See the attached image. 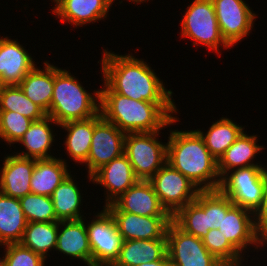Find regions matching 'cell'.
<instances>
[{
	"instance_id": "cell-1",
	"label": "cell",
	"mask_w": 267,
	"mask_h": 266,
	"mask_svg": "<svg viewBox=\"0 0 267 266\" xmlns=\"http://www.w3.org/2000/svg\"><path fill=\"white\" fill-rule=\"evenodd\" d=\"M100 70L102 80L116 93L137 100L153 103H175L171 89L159 78L149 62L133 53L117 54L103 49Z\"/></svg>"
},
{
	"instance_id": "cell-2",
	"label": "cell",
	"mask_w": 267,
	"mask_h": 266,
	"mask_svg": "<svg viewBox=\"0 0 267 266\" xmlns=\"http://www.w3.org/2000/svg\"><path fill=\"white\" fill-rule=\"evenodd\" d=\"M100 113L125 133L155 132L180 121L175 103L137 101L114 92L103 80ZM176 115V116H175Z\"/></svg>"
},
{
	"instance_id": "cell-3",
	"label": "cell",
	"mask_w": 267,
	"mask_h": 266,
	"mask_svg": "<svg viewBox=\"0 0 267 266\" xmlns=\"http://www.w3.org/2000/svg\"><path fill=\"white\" fill-rule=\"evenodd\" d=\"M167 163L181 172L201 191L217 190L221 183L218 160L207 149L196 130L169 131Z\"/></svg>"
},
{
	"instance_id": "cell-4",
	"label": "cell",
	"mask_w": 267,
	"mask_h": 266,
	"mask_svg": "<svg viewBox=\"0 0 267 266\" xmlns=\"http://www.w3.org/2000/svg\"><path fill=\"white\" fill-rule=\"evenodd\" d=\"M70 70L54 65V89L47 114L58 125L100 113V89L89 92Z\"/></svg>"
},
{
	"instance_id": "cell-5",
	"label": "cell",
	"mask_w": 267,
	"mask_h": 266,
	"mask_svg": "<svg viewBox=\"0 0 267 266\" xmlns=\"http://www.w3.org/2000/svg\"><path fill=\"white\" fill-rule=\"evenodd\" d=\"M180 37L192 40V46H205L220 56V49H232L222 37L212 0H193L182 15Z\"/></svg>"
},
{
	"instance_id": "cell-6",
	"label": "cell",
	"mask_w": 267,
	"mask_h": 266,
	"mask_svg": "<svg viewBox=\"0 0 267 266\" xmlns=\"http://www.w3.org/2000/svg\"><path fill=\"white\" fill-rule=\"evenodd\" d=\"M162 132L126 133L124 154L138 180L149 181L167 162V143L159 141Z\"/></svg>"
},
{
	"instance_id": "cell-7",
	"label": "cell",
	"mask_w": 267,
	"mask_h": 266,
	"mask_svg": "<svg viewBox=\"0 0 267 266\" xmlns=\"http://www.w3.org/2000/svg\"><path fill=\"white\" fill-rule=\"evenodd\" d=\"M267 180V165H254L227 172L219 190L234 205L255 212L260 206Z\"/></svg>"
},
{
	"instance_id": "cell-8",
	"label": "cell",
	"mask_w": 267,
	"mask_h": 266,
	"mask_svg": "<svg viewBox=\"0 0 267 266\" xmlns=\"http://www.w3.org/2000/svg\"><path fill=\"white\" fill-rule=\"evenodd\" d=\"M218 229L244 258L250 256L245 253L250 252L252 247L254 249L251 252H255L256 249V252H259L266 247L256 232L253 212L234 205L223 193L222 222Z\"/></svg>"
},
{
	"instance_id": "cell-9",
	"label": "cell",
	"mask_w": 267,
	"mask_h": 266,
	"mask_svg": "<svg viewBox=\"0 0 267 266\" xmlns=\"http://www.w3.org/2000/svg\"><path fill=\"white\" fill-rule=\"evenodd\" d=\"M149 182L152 184L160 204L171 217L194 201L201 191L167 162L153 175Z\"/></svg>"
},
{
	"instance_id": "cell-10",
	"label": "cell",
	"mask_w": 267,
	"mask_h": 266,
	"mask_svg": "<svg viewBox=\"0 0 267 266\" xmlns=\"http://www.w3.org/2000/svg\"><path fill=\"white\" fill-rule=\"evenodd\" d=\"M85 216L89 245L92 251V266H111L118 258L123 243L114 218L103 206L101 211Z\"/></svg>"
},
{
	"instance_id": "cell-11",
	"label": "cell",
	"mask_w": 267,
	"mask_h": 266,
	"mask_svg": "<svg viewBox=\"0 0 267 266\" xmlns=\"http://www.w3.org/2000/svg\"><path fill=\"white\" fill-rule=\"evenodd\" d=\"M166 239L171 266H225L207 250L202 239L185 233L173 221L168 224Z\"/></svg>"
},
{
	"instance_id": "cell-12",
	"label": "cell",
	"mask_w": 267,
	"mask_h": 266,
	"mask_svg": "<svg viewBox=\"0 0 267 266\" xmlns=\"http://www.w3.org/2000/svg\"><path fill=\"white\" fill-rule=\"evenodd\" d=\"M125 136V132L113 123L106 121L101 113L94 116V132L89 155L82 165L88 172L89 182H91V175L96 170L124 153Z\"/></svg>"
},
{
	"instance_id": "cell-13",
	"label": "cell",
	"mask_w": 267,
	"mask_h": 266,
	"mask_svg": "<svg viewBox=\"0 0 267 266\" xmlns=\"http://www.w3.org/2000/svg\"><path fill=\"white\" fill-rule=\"evenodd\" d=\"M220 32L233 48L253 30L257 18L245 0H212Z\"/></svg>"
},
{
	"instance_id": "cell-14",
	"label": "cell",
	"mask_w": 267,
	"mask_h": 266,
	"mask_svg": "<svg viewBox=\"0 0 267 266\" xmlns=\"http://www.w3.org/2000/svg\"><path fill=\"white\" fill-rule=\"evenodd\" d=\"M114 218L119 234L125 240L161 239L171 216H140L120 211L113 203L104 206Z\"/></svg>"
},
{
	"instance_id": "cell-15",
	"label": "cell",
	"mask_w": 267,
	"mask_h": 266,
	"mask_svg": "<svg viewBox=\"0 0 267 266\" xmlns=\"http://www.w3.org/2000/svg\"><path fill=\"white\" fill-rule=\"evenodd\" d=\"M137 181L132 165L124 153L101 166L91 175L92 184L104 188V206L116 200Z\"/></svg>"
},
{
	"instance_id": "cell-16",
	"label": "cell",
	"mask_w": 267,
	"mask_h": 266,
	"mask_svg": "<svg viewBox=\"0 0 267 266\" xmlns=\"http://www.w3.org/2000/svg\"><path fill=\"white\" fill-rule=\"evenodd\" d=\"M51 12L61 20L74 28L83 27L95 22L105 21L109 16V10L113 7L111 0H54Z\"/></svg>"
},
{
	"instance_id": "cell-17",
	"label": "cell",
	"mask_w": 267,
	"mask_h": 266,
	"mask_svg": "<svg viewBox=\"0 0 267 266\" xmlns=\"http://www.w3.org/2000/svg\"><path fill=\"white\" fill-rule=\"evenodd\" d=\"M11 36H0V86L19 85L37 65L32 54Z\"/></svg>"
},
{
	"instance_id": "cell-18",
	"label": "cell",
	"mask_w": 267,
	"mask_h": 266,
	"mask_svg": "<svg viewBox=\"0 0 267 266\" xmlns=\"http://www.w3.org/2000/svg\"><path fill=\"white\" fill-rule=\"evenodd\" d=\"M0 167V192L21 198L31 193L30 181L35 166L34 158L19 156L15 153L5 155Z\"/></svg>"
},
{
	"instance_id": "cell-19",
	"label": "cell",
	"mask_w": 267,
	"mask_h": 266,
	"mask_svg": "<svg viewBox=\"0 0 267 266\" xmlns=\"http://www.w3.org/2000/svg\"><path fill=\"white\" fill-rule=\"evenodd\" d=\"M56 253H63L69 259L83 261L92 266V251L89 245L85 216L80 220L59 221ZM71 257V258H70Z\"/></svg>"
},
{
	"instance_id": "cell-20",
	"label": "cell",
	"mask_w": 267,
	"mask_h": 266,
	"mask_svg": "<svg viewBox=\"0 0 267 266\" xmlns=\"http://www.w3.org/2000/svg\"><path fill=\"white\" fill-rule=\"evenodd\" d=\"M120 211L140 216H170L149 181L138 180L112 202Z\"/></svg>"
},
{
	"instance_id": "cell-21",
	"label": "cell",
	"mask_w": 267,
	"mask_h": 266,
	"mask_svg": "<svg viewBox=\"0 0 267 266\" xmlns=\"http://www.w3.org/2000/svg\"><path fill=\"white\" fill-rule=\"evenodd\" d=\"M54 126L58 128L60 125L48 115L43 119L33 121L18 142L24 149L21 152L14 151V153L22 157L34 159L54 158L55 156L51 154V151H53L51 147L57 141Z\"/></svg>"
},
{
	"instance_id": "cell-22",
	"label": "cell",
	"mask_w": 267,
	"mask_h": 266,
	"mask_svg": "<svg viewBox=\"0 0 267 266\" xmlns=\"http://www.w3.org/2000/svg\"><path fill=\"white\" fill-rule=\"evenodd\" d=\"M259 137L255 133L249 135L245 130L241 133L218 160V172L221 178L233 169L264 165L262 161H255L256 156H260L262 151L266 150L265 145H259Z\"/></svg>"
},
{
	"instance_id": "cell-23",
	"label": "cell",
	"mask_w": 267,
	"mask_h": 266,
	"mask_svg": "<svg viewBox=\"0 0 267 266\" xmlns=\"http://www.w3.org/2000/svg\"><path fill=\"white\" fill-rule=\"evenodd\" d=\"M68 167L67 160L57 155L50 159H35L30 181L31 193L51 197L58 185L73 172Z\"/></svg>"
},
{
	"instance_id": "cell-24",
	"label": "cell",
	"mask_w": 267,
	"mask_h": 266,
	"mask_svg": "<svg viewBox=\"0 0 267 266\" xmlns=\"http://www.w3.org/2000/svg\"><path fill=\"white\" fill-rule=\"evenodd\" d=\"M167 254L166 234L161 239L125 240L111 266H137L161 260Z\"/></svg>"
},
{
	"instance_id": "cell-25",
	"label": "cell",
	"mask_w": 267,
	"mask_h": 266,
	"mask_svg": "<svg viewBox=\"0 0 267 266\" xmlns=\"http://www.w3.org/2000/svg\"><path fill=\"white\" fill-rule=\"evenodd\" d=\"M43 65V69L36 65L19 86L26 97L48 114L54 89V64L45 60Z\"/></svg>"
},
{
	"instance_id": "cell-26",
	"label": "cell",
	"mask_w": 267,
	"mask_h": 266,
	"mask_svg": "<svg viewBox=\"0 0 267 266\" xmlns=\"http://www.w3.org/2000/svg\"><path fill=\"white\" fill-rule=\"evenodd\" d=\"M66 133L64 138L65 154L75 163L83 164L89 155L94 132V116L84 120H73L59 126Z\"/></svg>"
},
{
	"instance_id": "cell-27",
	"label": "cell",
	"mask_w": 267,
	"mask_h": 266,
	"mask_svg": "<svg viewBox=\"0 0 267 266\" xmlns=\"http://www.w3.org/2000/svg\"><path fill=\"white\" fill-rule=\"evenodd\" d=\"M73 174H69L54 190L51 198L59 221L83 219V193ZM82 207V208H81ZM83 213V214H82Z\"/></svg>"
},
{
	"instance_id": "cell-28",
	"label": "cell",
	"mask_w": 267,
	"mask_h": 266,
	"mask_svg": "<svg viewBox=\"0 0 267 266\" xmlns=\"http://www.w3.org/2000/svg\"><path fill=\"white\" fill-rule=\"evenodd\" d=\"M172 221L185 233L203 239L208 227V190L200 191L196 199L181 208Z\"/></svg>"
},
{
	"instance_id": "cell-29",
	"label": "cell",
	"mask_w": 267,
	"mask_h": 266,
	"mask_svg": "<svg viewBox=\"0 0 267 266\" xmlns=\"http://www.w3.org/2000/svg\"><path fill=\"white\" fill-rule=\"evenodd\" d=\"M245 126L239 125L233 119L220 117L208 128L207 131L195 129L203 138L210 154L217 160L237 140L244 131ZM203 130V131H202ZM205 131V132H204Z\"/></svg>"
},
{
	"instance_id": "cell-30",
	"label": "cell",
	"mask_w": 267,
	"mask_h": 266,
	"mask_svg": "<svg viewBox=\"0 0 267 266\" xmlns=\"http://www.w3.org/2000/svg\"><path fill=\"white\" fill-rule=\"evenodd\" d=\"M26 225L19 199L0 192V244L19 243Z\"/></svg>"
},
{
	"instance_id": "cell-31",
	"label": "cell",
	"mask_w": 267,
	"mask_h": 266,
	"mask_svg": "<svg viewBox=\"0 0 267 266\" xmlns=\"http://www.w3.org/2000/svg\"><path fill=\"white\" fill-rule=\"evenodd\" d=\"M58 228L59 221L29 222L19 243L48 260L56 249Z\"/></svg>"
},
{
	"instance_id": "cell-32",
	"label": "cell",
	"mask_w": 267,
	"mask_h": 266,
	"mask_svg": "<svg viewBox=\"0 0 267 266\" xmlns=\"http://www.w3.org/2000/svg\"><path fill=\"white\" fill-rule=\"evenodd\" d=\"M0 111H15L32 121L47 116L40 106L26 97L19 85L0 86Z\"/></svg>"
},
{
	"instance_id": "cell-33",
	"label": "cell",
	"mask_w": 267,
	"mask_h": 266,
	"mask_svg": "<svg viewBox=\"0 0 267 266\" xmlns=\"http://www.w3.org/2000/svg\"><path fill=\"white\" fill-rule=\"evenodd\" d=\"M207 250L220 260L225 266H245L248 258L244 257L230 244L221 231L217 228L209 230L208 234L202 239Z\"/></svg>"
},
{
	"instance_id": "cell-34",
	"label": "cell",
	"mask_w": 267,
	"mask_h": 266,
	"mask_svg": "<svg viewBox=\"0 0 267 266\" xmlns=\"http://www.w3.org/2000/svg\"><path fill=\"white\" fill-rule=\"evenodd\" d=\"M19 201L27 223L59 221L50 196L28 193Z\"/></svg>"
},
{
	"instance_id": "cell-35",
	"label": "cell",
	"mask_w": 267,
	"mask_h": 266,
	"mask_svg": "<svg viewBox=\"0 0 267 266\" xmlns=\"http://www.w3.org/2000/svg\"><path fill=\"white\" fill-rule=\"evenodd\" d=\"M32 122L15 111H0V140L9 147L13 146L19 142Z\"/></svg>"
},
{
	"instance_id": "cell-36",
	"label": "cell",
	"mask_w": 267,
	"mask_h": 266,
	"mask_svg": "<svg viewBox=\"0 0 267 266\" xmlns=\"http://www.w3.org/2000/svg\"><path fill=\"white\" fill-rule=\"evenodd\" d=\"M46 259L20 243L5 244V266H45Z\"/></svg>"
},
{
	"instance_id": "cell-37",
	"label": "cell",
	"mask_w": 267,
	"mask_h": 266,
	"mask_svg": "<svg viewBox=\"0 0 267 266\" xmlns=\"http://www.w3.org/2000/svg\"><path fill=\"white\" fill-rule=\"evenodd\" d=\"M222 222V192L208 190V227L219 228Z\"/></svg>"
},
{
	"instance_id": "cell-38",
	"label": "cell",
	"mask_w": 267,
	"mask_h": 266,
	"mask_svg": "<svg viewBox=\"0 0 267 266\" xmlns=\"http://www.w3.org/2000/svg\"><path fill=\"white\" fill-rule=\"evenodd\" d=\"M253 216L256 232L264 243L267 244V180L261 204L253 213Z\"/></svg>"
},
{
	"instance_id": "cell-39",
	"label": "cell",
	"mask_w": 267,
	"mask_h": 266,
	"mask_svg": "<svg viewBox=\"0 0 267 266\" xmlns=\"http://www.w3.org/2000/svg\"><path fill=\"white\" fill-rule=\"evenodd\" d=\"M137 266H171L169 262L168 255L166 254L161 260L154 262H143Z\"/></svg>"
},
{
	"instance_id": "cell-40",
	"label": "cell",
	"mask_w": 267,
	"mask_h": 266,
	"mask_svg": "<svg viewBox=\"0 0 267 266\" xmlns=\"http://www.w3.org/2000/svg\"><path fill=\"white\" fill-rule=\"evenodd\" d=\"M113 3H115L117 0H111ZM127 1H129V2H131V3H133L134 5H136L137 4V6H138V4L140 5L141 3H145V2H149L150 0H127ZM153 1V0H152Z\"/></svg>"
},
{
	"instance_id": "cell-41",
	"label": "cell",
	"mask_w": 267,
	"mask_h": 266,
	"mask_svg": "<svg viewBox=\"0 0 267 266\" xmlns=\"http://www.w3.org/2000/svg\"><path fill=\"white\" fill-rule=\"evenodd\" d=\"M0 248L2 249L3 248V250H4V254H2L3 256H2V258H1V256H0V266H5V245H3V244H0Z\"/></svg>"
}]
</instances>
